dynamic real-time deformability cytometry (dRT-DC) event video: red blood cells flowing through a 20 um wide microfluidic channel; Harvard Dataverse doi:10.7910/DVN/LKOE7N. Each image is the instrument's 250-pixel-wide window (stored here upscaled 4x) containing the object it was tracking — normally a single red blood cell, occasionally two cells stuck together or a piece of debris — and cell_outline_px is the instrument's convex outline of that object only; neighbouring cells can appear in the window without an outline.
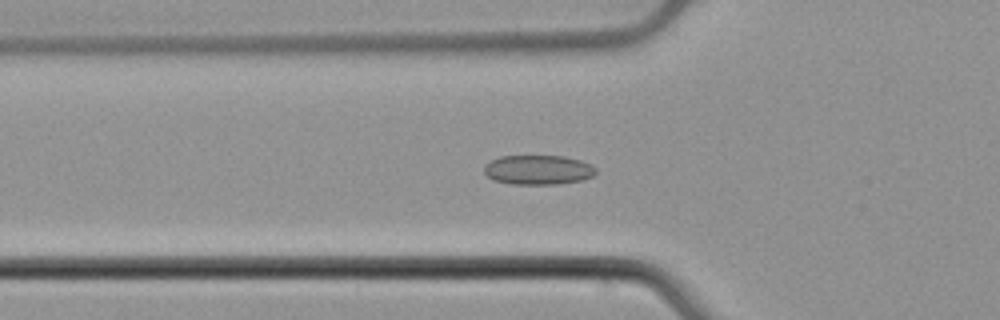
{"species": "common noctule bat (a hibernating species)", "species_latin": "Nyctalus noctula", "temperature_condition": "cold", "stored_images_in_passage": 53, "camera_frame_rate_fps": 3000, "um_per_image_px": 0.085, "animal": {"sex": "male", "body_mass_g": 21.5, "forearm_length_mm": 52.0}, "frame": {"image": 1, "passage_image": 19, "time_ms": 6.0, "image_size_px": [1000, 320], "cell_outline_px": [[596, 176], [580, 180], [556, 184], [512, 184], [496, 180], [488, 176], [484, 172], [484, 168], [492, 160], [500, 156], [564, 156], [580, 160], [592, 164], [596, 168]], "centroid_in_image_um": [45.8, 14.43], "position_along_channel_um": 80.0, "area_um2": 19.13}}
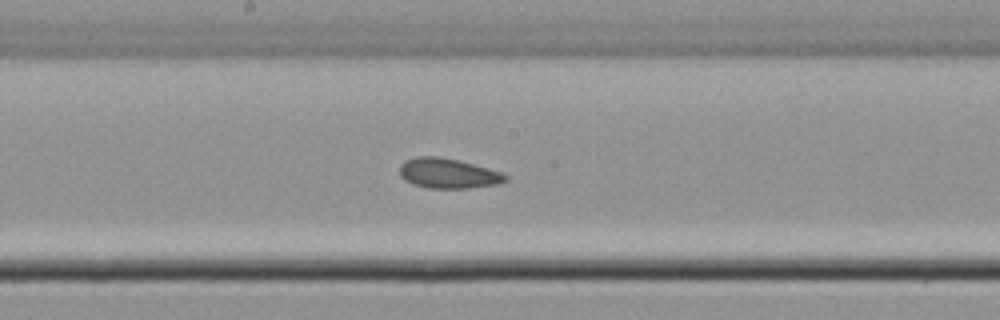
{"frame": {"image": 2, "passage_image": 29, "time_ms": 9.333, "image_size_px": [1000, 320], "cell_outline_px": [[508, 180], [500, 184], [468, 188], [428, 188], [412, 184], [404, 180], [400, 176], [400, 164], [404, 160], [416, 156], [436, 156], [456, 160], [488, 168], [500, 172], [508, 176]], "centroid_in_image_um": [38.06, 14.74], "position_along_channel_um": 210.1, "area_um2": 18.55}}
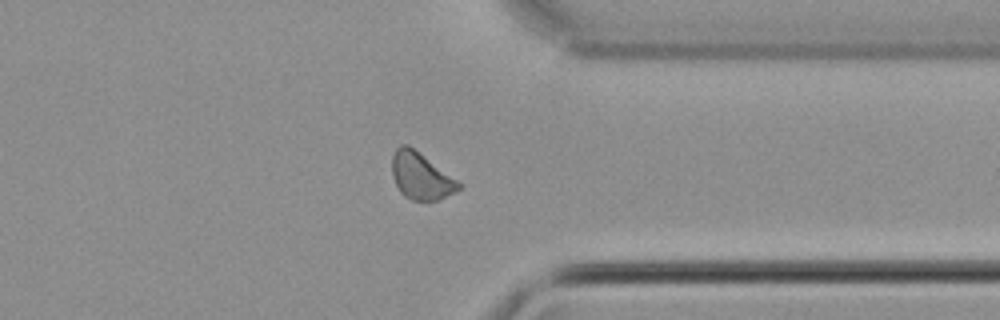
{"frame": {"image": 3, "passage_image": 42, "time_ms": 13.667, "image_size_px": [1000, 320], "cell_outline_px": [[460, 188], [436, 200], [412, 200], [404, 196], [400, 192], [392, 176], [392, 156], [396, 148], [400, 144], [408, 144], [456, 180], [460, 184]], "centroid_in_image_um": [35.7, 14.94], "position_along_channel_um": 375.7, "area_um2": 17.63}, "authors_computed_cell_mechanics": {"area_um2": 18.6694, "velocity_mm_per_s": 3.903, "shape_relaxation_time_tau1_ms": 3.6704, "shape_relaxation_time_tau2_ms": 2.3653, "deformation_change_tau1": 0.0372, "deformation_change_tau2": 0.0647}}